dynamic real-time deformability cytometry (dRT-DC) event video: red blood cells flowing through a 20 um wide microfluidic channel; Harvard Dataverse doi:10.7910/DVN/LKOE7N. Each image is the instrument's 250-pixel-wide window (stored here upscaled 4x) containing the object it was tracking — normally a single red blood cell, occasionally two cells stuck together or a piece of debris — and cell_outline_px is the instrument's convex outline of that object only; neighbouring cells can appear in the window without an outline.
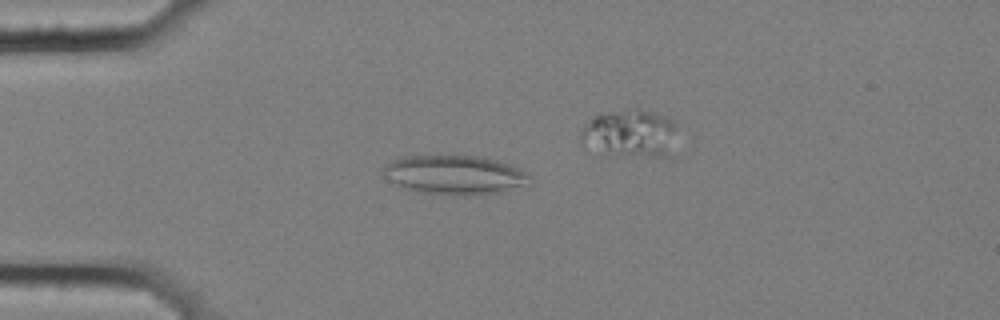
{"species": "common noctule bat (a hibernating species)", "species_latin": "Nyctalus noctula", "temperature_condition": "cold", "stored_images_in_passage": 6, "camera_frame_rate_fps": 3000, "um_per_image_px": 0.085, "animal": {"sex": "female", "body_mass_g": 25.1}, "frame": {"image": 1, "passage_image": 4, "time_ms": 1.0, "image_size_px": [1000, 320], "cell_outline_px": [[532, 176], [520, 184], [504, 192], [468, 196], [460, 196], [420, 192], [396, 184], [384, 176], [384, 168], [392, 160], [404, 156], [476, 156], [496, 160], [508, 164]], "centroid_in_image_um": [38.6, 14.87], "position_along_channel_um": 46.4, "area_um2": 32.71}}
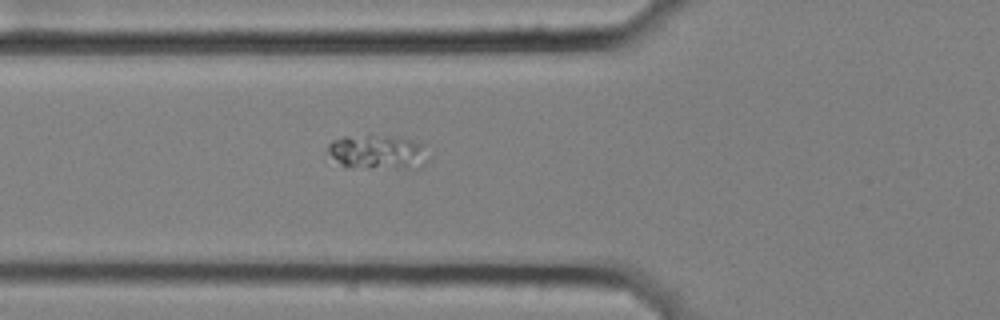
{"frame": {"image": 2, "passage_image": 6, "time_ms": 1.667, "image_size_px": [1000, 320], "cell_outline_px": [[432, 156], [420, 168], [368, 168], [340, 164], [324, 152], [328, 144], [332, 140], [344, 136], [368, 132], [372, 132], [412, 140], [420, 144]], "centroid_in_image_um": [32.08, 12.88], "position_along_channel_um": 93.7, "area_um2": 21.1}}